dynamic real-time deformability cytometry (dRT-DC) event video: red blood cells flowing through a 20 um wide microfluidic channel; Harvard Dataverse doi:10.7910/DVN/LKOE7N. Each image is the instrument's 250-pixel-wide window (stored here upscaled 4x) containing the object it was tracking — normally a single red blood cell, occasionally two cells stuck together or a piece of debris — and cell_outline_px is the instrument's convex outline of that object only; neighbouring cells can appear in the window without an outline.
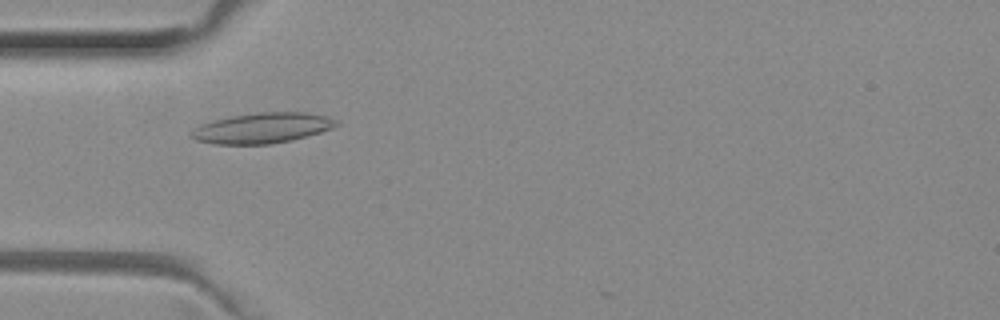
{"species": "common noctule bat (a hibernating species)", "species_latin": "Nyctalus noctula", "temperature_condition": "room temperature", "stored_images_in_passage": 50, "camera_frame_rate_fps": 3000, "um_per_image_px": 0.085, "animal": {"sex": "female", "body_mass_g": 29.2, "forearm_length_mm": 56.3}, "frame": {"image": 1, "passage_image": 16, "time_ms": 5.0, "image_size_px": [1000, 320], "cell_outline_px": [[340, 124], [332, 128], [320, 132], [292, 140], [272, 144], [216, 144], [196, 140], [188, 136], [188, 132], [200, 124], [212, 120], [232, 116], [256, 112], [308, 112], [328, 116], [336, 120]], "centroid_in_image_um": [22.27, 10.88], "position_along_channel_um": 62.7, "area_um2": 25.95}}
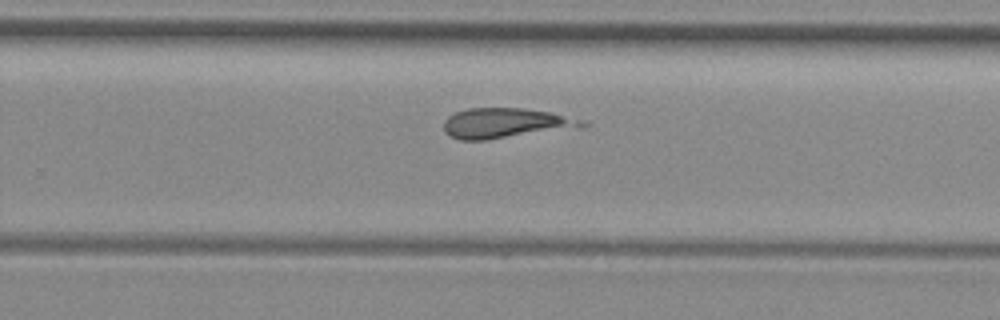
{"frame": {"image": 2, "passage_image": 33, "time_ms": 10.667, "image_size_px": [1000, 320], "cell_outline_px": [[592, 124], [580, 128], [484, 140], [460, 140], [448, 136], [444, 132], [444, 120], [448, 116], [456, 112], [468, 108], [524, 108], [548, 112], [588, 120]], "centroid_in_image_um": [43.03, 10.47], "position_along_channel_um": 286.8, "area_um2": 24.62}}
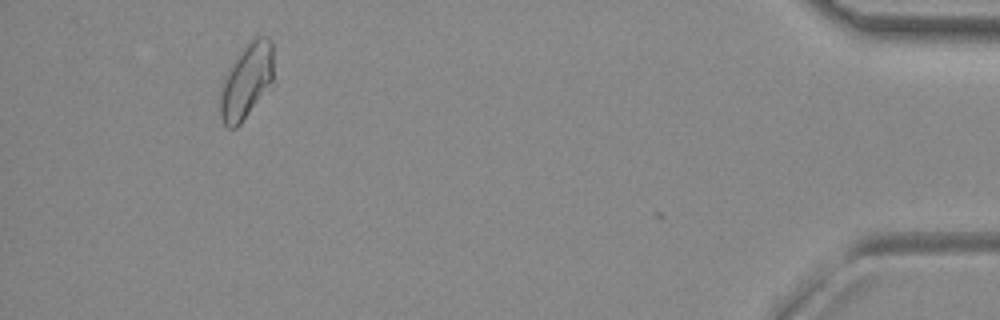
{"frame": {"image": 3, "passage_image": 48, "time_ms": 15.667, "image_size_px": [1000, 320], "cell_outline_px": [[276, 84], [240, 124], [236, 128], [228, 128], [224, 124], [220, 116], [220, 84], [228, 68], [236, 56], [256, 36], [268, 36], [272, 44]], "centroid_in_image_um": [21.01, 6.92], "position_along_channel_um": 414.2, "area_um2": 24.45}}